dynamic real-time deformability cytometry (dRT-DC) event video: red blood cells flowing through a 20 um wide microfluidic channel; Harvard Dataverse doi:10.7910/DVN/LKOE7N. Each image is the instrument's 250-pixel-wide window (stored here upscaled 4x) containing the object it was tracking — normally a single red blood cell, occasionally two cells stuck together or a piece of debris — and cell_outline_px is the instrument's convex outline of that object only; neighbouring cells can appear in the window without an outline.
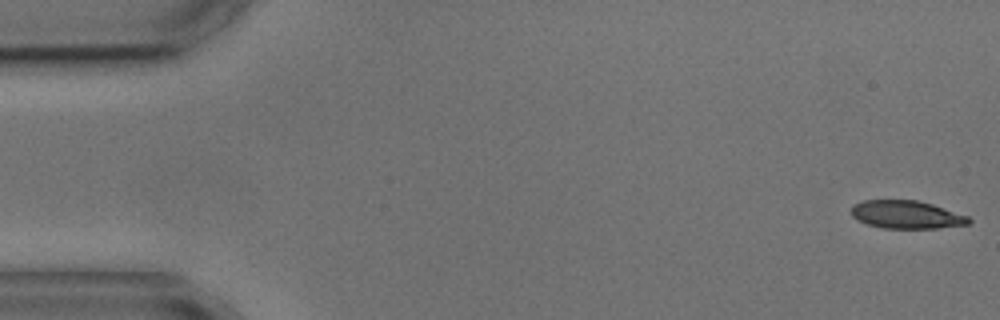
{"species": "common noctule bat (a hibernating species)", "species_latin": "Nyctalus noctula", "temperature_condition": "cold", "stored_images_in_passage": 4, "camera_frame_rate_fps": 3000, "um_per_image_px": 0.085, "animal": {"sex": "male", "body_mass_g": 17.9, "forearm_length_mm": 54.2}, "frame": {"image": 1, "passage_image": 1, "time_ms": 0.0, "image_size_px": [1000, 320], "cell_outline_px": [[972, 220], [968, 224], [936, 228], [880, 228], [856, 220], [852, 216], [852, 208], [856, 204], [864, 200], [916, 200], [932, 204], [968, 216]], "centroid_in_image_um": [77.04, 18.25], "position_along_channel_um": 8.0, "area_um2": 19.02}}
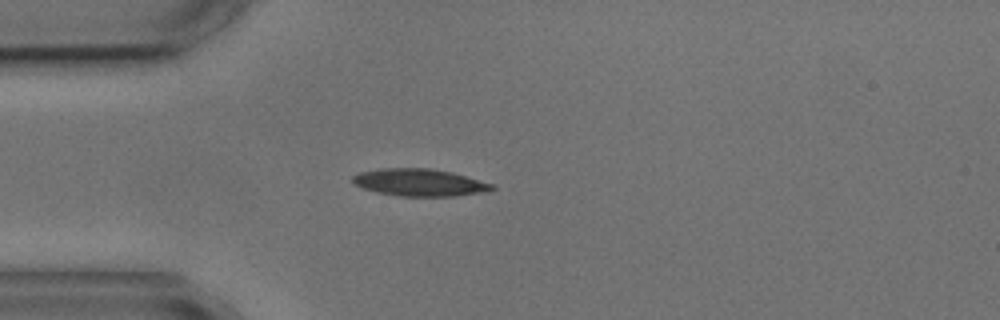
{"frame": {"image": 2, "passage_image": 4, "time_ms": 4.333, "image_size_px": [1000, 320], "cell_outline_px": [[496, 188], [484, 192], [452, 196], [400, 196], [376, 192], [364, 188], [356, 184], [352, 180], [352, 176], [360, 172], [380, 168], [428, 168], [452, 172], [492, 184]], "centroid_in_image_um": [35.64, 15.51], "position_along_channel_um": 49.4, "area_um2": 21.91}}